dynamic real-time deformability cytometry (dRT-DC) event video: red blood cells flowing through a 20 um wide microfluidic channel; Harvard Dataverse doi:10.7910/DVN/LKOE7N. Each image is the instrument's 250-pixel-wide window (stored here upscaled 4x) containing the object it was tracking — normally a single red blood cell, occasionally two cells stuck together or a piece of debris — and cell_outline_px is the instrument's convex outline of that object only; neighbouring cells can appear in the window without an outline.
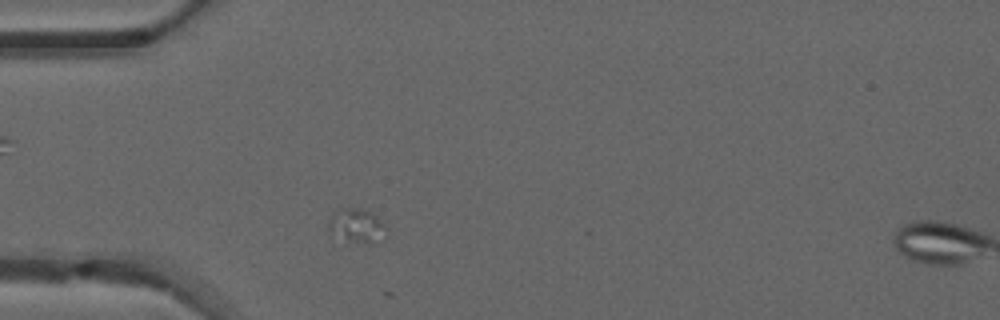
{"species": "common noctule bat (a hibernating species)", "species_latin": "Nyctalus noctula", "temperature_condition": "warm", "stored_images_in_passage": 8, "camera_frame_rate_fps": 3000, "um_per_image_px": 0.085, "animal": {"sex": "male", "forearm_length_mm": 52.5}, "frame": {"image": 1, "passage_image": 4, "time_ms": 1.0, "image_size_px": [1000, 320], "cell_outline_px": [[388, 228], [372, 244], [328, 236], [328, 220], [332, 212], [336, 208], [364, 208], [372, 212]], "centroid_in_image_um": [30.21, 19.14], "position_along_channel_um": 54.8, "area_um2": 11.62}}